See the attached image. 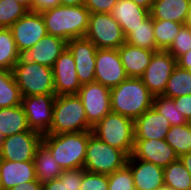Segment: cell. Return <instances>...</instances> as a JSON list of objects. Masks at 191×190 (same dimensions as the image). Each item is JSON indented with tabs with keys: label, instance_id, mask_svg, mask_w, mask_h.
Here are the masks:
<instances>
[{
	"label": "cell",
	"instance_id": "6da1fadb",
	"mask_svg": "<svg viewBox=\"0 0 191 190\" xmlns=\"http://www.w3.org/2000/svg\"><path fill=\"white\" fill-rule=\"evenodd\" d=\"M153 98L141 78L128 77L110 89L111 111L135 120L152 108Z\"/></svg>",
	"mask_w": 191,
	"mask_h": 190
},
{
	"label": "cell",
	"instance_id": "7a4b0ae2",
	"mask_svg": "<svg viewBox=\"0 0 191 190\" xmlns=\"http://www.w3.org/2000/svg\"><path fill=\"white\" fill-rule=\"evenodd\" d=\"M47 34L66 41L84 37L88 29L90 11L84 6H64L41 12Z\"/></svg>",
	"mask_w": 191,
	"mask_h": 190
},
{
	"label": "cell",
	"instance_id": "3957f363",
	"mask_svg": "<svg viewBox=\"0 0 191 190\" xmlns=\"http://www.w3.org/2000/svg\"><path fill=\"white\" fill-rule=\"evenodd\" d=\"M92 130L60 134H43L42 142L51 150L52 156L62 170L83 168L86 149Z\"/></svg>",
	"mask_w": 191,
	"mask_h": 190
},
{
	"label": "cell",
	"instance_id": "277c9868",
	"mask_svg": "<svg viewBox=\"0 0 191 190\" xmlns=\"http://www.w3.org/2000/svg\"><path fill=\"white\" fill-rule=\"evenodd\" d=\"M88 130H92V127L88 124L81 99L77 95L56 96L53 121L47 133L60 134Z\"/></svg>",
	"mask_w": 191,
	"mask_h": 190
},
{
	"label": "cell",
	"instance_id": "5b68a950",
	"mask_svg": "<svg viewBox=\"0 0 191 190\" xmlns=\"http://www.w3.org/2000/svg\"><path fill=\"white\" fill-rule=\"evenodd\" d=\"M92 133L128 157L132 155L135 141L133 119L111 111L92 127Z\"/></svg>",
	"mask_w": 191,
	"mask_h": 190
},
{
	"label": "cell",
	"instance_id": "8992f818",
	"mask_svg": "<svg viewBox=\"0 0 191 190\" xmlns=\"http://www.w3.org/2000/svg\"><path fill=\"white\" fill-rule=\"evenodd\" d=\"M128 156L91 135L88 140L83 168L92 173L111 174L127 163Z\"/></svg>",
	"mask_w": 191,
	"mask_h": 190
},
{
	"label": "cell",
	"instance_id": "52a82bcc",
	"mask_svg": "<svg viewBox=\"0 0 191 190\" xmlns=\"http://www.w3.org/2000/svg\"><path fill=\"white\" fill-rule=\"evenodd\" d=\"M12 71L22 97L55 94L52 68L33 62L15 64Z\"/></svg>",
	"mask_w": 191,
	"mask_h": 190
},
{
	"label": "cell",
	"instance_id": "ba28073f",
	"mask_svg": "<svg viewBox=\"0 0 191 190\" xmlns=\"http://www.w3.org/2000/svg\"><path fill=\"white\" fill-rule=\"evenodd\" d=\"M84 37L97 49H118L126 42L120 24L110 13H90L88 29Z\"/></svg>",
	"mask_w": 191,
	"mask_h": 190
},
{
	"label": "cell",
	"instance_id": "9c48e42d",
	"mask_svg": "<svg viewBox=\"0 0 191 190\" xmlns=\"http://www.w3.org/2000/svg\"><path fill=\"white\" fill-rule=\"evenodd\" d=\"M43 134L24 131L4 137L0 145V159L15 162L33 161Z\"/></svg>",
	"mask_w": 191,
	"mask_h": 190
},
{
	"label": "cell",
	"instance_id": "30bf717a",
	"mask_svg": "<svg viewBox=\"0 0 191 190\" xmlns=\"http://www.w3.org/2000/svg\"><path fill=\"white\" fill-rule=\"evenodd\" d=\"M77 96L84 105L86 118L91 127L111 112L110 89L99 82L83 84Z\"/></svg>",
	"mask_w": 191,
	"mask_h": 190
},
{
	"label": "cell",
	"instance_id": "8fae6325",
	"mask_svg": "<svg viewBox=\"0 0 191 190\" xmlns=\"http://www.w3.org/2000/svg\"><path fill=\"white\" fill-rule=\"evenodd\" d=\"M176 66V59L167 50H158L140 78L154 96L162 95Z\"/></svg>",
	"mask_w": 191,
	"mask_h": 190
},
{
	"label": "cell",
	"instance_id": "7c38bea8",
	"mask_svg": "<svg viewBox=\"0 0 191 190\" xmlns=\"http://www.w3.org/2000/svg\"><path fill=\"white\" fill-rule=\"evenodd\" d=\"M55 94H39L22 97L27 123L32 130L45 134L53 121Z\"/></svg>",
	"mask_w": 191,
	"mask_h": 190
},
{
	"label": "cell",
	"instance_id": "4fadbf2b",
	"mask_svg": "<svg viewBox=\"0 0 191 190\" xmlns=\"http://www.w3.org/2000/svg\"><path fill=\"white\" fill-rule=\"evenodd\" d=\"M67 48V41L61 37L46 34L32 48L18 51L16 64L38 63L53 68L55 61Z\"/></svg>",
	"mask_w": 191,
	"mask_h": 190
},
{
	"label": "cell",
	"instance_id": "5bb4252c",
	"mask_svg": "<svg viewBox=\"0 0 191 190\" xmlns=\"http://www.w3.org/2000/svg\"><path fill=\"white\" fill-rule=\"evenodd\" d=\"M127 78L118 49H97L94 81L112 89Z\"/></svg>",
	"mask_w": 191,
	"mask_h": 190
},
{
	"label": "cell",
	"instance_id": "9a60e30c",
	"mask_svg": "<svg viewBox=\"0 0 191 190\" xmlns=\"http://www.w3.org/2000/svg\"><path fill=\"white\" fill-rule=\"evenodd\" d=\"M10 30L18 51L32 48L47 34L41 13L35 11H28L10 27Z\"/></svg>",
	"mask_w": 191,
	"mask_h": 190
},
{
	"label": "cell",
	"instance_id": "2e32d148",
	"mask_svg": "<svg viewBox=\"0 0 191 190\" xmlns=\"http://www.w3.org/2000/svg\"><path fill=\"white\" fill-rule=\"evenodd\" d=\"M54 90L56 96L77 95L81 88L73 54L66 48L53 66Z\"/></svg>",
	"mask_w": 191,
	"mask_h": 190
},
{
	"label": "cell",
	"instance_id": "e0dca14e",
	"mask_svg": "<svg viewBox=\"0 0 191 190\" xmlns=\"http://www.w3.org/2000/svg\"><path fill=\"white\" fill-rule=\"evenodd\" d=\"M67 48L73 54L77 77L81 85L95 80V58L97 47L87 38L67 41Z\"/></svg>",
	"mask_w": 191,
	"mask_h": 190
},
{
	"label": "cell",
	"instance_id": "ac0fdd59",
	"mask_svg": "<svg viewBox=\"0 0 191 190\" xmlns=\"http://www.w3.org/2000/svg\"><path fill=\"white\" fill-rule=\"evenodd\" d=\"M132 156L163 168L179 159L175 150L164 139H135Z\"/></svg>",
	"mask_w": 191,
	"mask_h": 190
},
{
	"label": "cell",
	"instance_id": "d6986e66",
	"mask_svg": "<svg viewBox=\"0 0 191 190\" xmlns=\"http://www.w3.org/2000/svg\"><path fill=\"white\" fill-rule=\"evenodd\" d=\"M126 164L132 171L135 190H155L164 185L163 167L136 159L132 155Z\"/></svg>",
	"mask_w": 191,
	"mask_h": 190
},
{
	"label": "cell",
	"instance_id": "ffe728a7",
	"mask_svg": "<svg viewBox=\"0 0 191 190\" xmlns=\"http://www.w3.org/2000/svg\"><path fill=\"white\" fill-rule=\"evenodd\" d=\"M171 124L153 107L134 120V139H165Z\"/></svg>",
	"mask_w": 191,
	"mask_h": 190
},
{
	"label": "cell",
	"instance_id": "44dd1931",
	"mask_svg": "<svg viewBox=\"0 0 191 190\" xmlns=\"http://www.w3.org/2000/svg\"><path fill=\"white\" fill-rule=\"evenodd\" d=\"M36 180L33 161L15 162L0 159V186L9 190L16 185Z\"/></svg>",
	"mask_w": 191,
	"mask_h": 190
},
{
	"label": "cell",
	"instance_id": "7402d4cb",
	"mask_svg": "<svg viewBox=\"0 0 191 190\" xmlns=\"http://www.w3.org/2000/svg\"><path fill=\"white\" fill-rule=\"evenodd\" d=\"M110 14L120 24L125 37L150 16V11L132 0H118Z\"/></svg>",
	"mask_w": 191,
	"mask_h": 190
},
{
	"label": "cell",
	"instance_id": "603a6c76",
	"mask_svg": "<svg viewBox=\"0 0 191 190\" xmlns=\"http://www.w3.org/2000/svg\"><path fill=\"white\" fill-rule=\"evenodd\" d=\"M153 50L143 49L125 42L118 53L128 77L140 78L150 63Z\"/></svg>",
	"mask_w": 191,
	"mask_h": 190
},
{
	"label": "cell",
	"instance_id": "cb8c5ba5",
	"mask_svg": "<svg viewBox=\"0 0 191 190\" xmlns=\"http://www.w3.org/2000/svg\"><path fill=\"white\" fill-rule=\"evenodd\" d=\"M190 8V0H154L150 16L153 19L169 20L185 25Z\"/></svg>",
	"mask_w": 191,
	"mask_h": 190
},
{
	"label": "cell",
	"instance_id": "d4e9b609",
	"mask_svg": "<svg viewBox=\"0 0 191 190\" xmlns=\"http://www.w3.org/2000/svg\"><path fill=\"white\" fill-rule=\"evenodd\" d=\"M34 168L36 179L41 184L57 179L63 172L51 150L41 142L34 156Z\"/></svg>",
	"mask_w": 191,
	"mask_h": 190
},
{
	"label": "cell",
	"instance_id": "484cf974",
	"mask_svg": "<svg viewBox=\"0 0 191 190\" xmlns=\"http://www.w3.org/2000/svg\"><path fill=\"white\" fill-rule=\"evenodd\" d=\"M24 131L35 130L29 127L22 105L0 108V132L3 138Z\"/></svg>",
	"mask_w": 191,
	"mask_h": 190
},
{
	"label": "cell",
	"instance_id": "4316f807",
	"mask_svg": "<svg viewBox=\"0 0 191 190\" xmlns=\"http://www.w3.org/2000/svg\"><path fill=\"white\" fill-rule=\"evenodd\" d=\"M21 103L22 94L13 71L0 69V108L15 107Z\"/></svg>",
	"mask_w": 191,
	"mask_h": 190
},
{
	"label": "cell",
	"instance_id": "83f0119b",
	"mask_svg": "<svg viewBox=\"0 0 191 190\" xmlns=\"http://www.w3.org/2000/svg\"><path fill=\"white\" fill-rule=\"evenodd\" d=\"M183 95H191V71L176 66L162 96L174 99Z\"/></svg>",
	"mask_w": 191,
	"mask_h": 190
},
{
	"label": "cell",
	"instance_id": "f1b7e54d",
	"mask_svg": "<svg viewBox=\"0 0 191 190\" xmlns=\"http://www.w3.org/2000/svg\"><path fill=\"white\" fill-rule=\"evenodd\" d=\"M163 169L164 185L172 190H191V175L180 159Z\"/></svg>",
	"mask_w": 191,
	"mask_h": 190
},
{
	"label": "cell",
	"instance_id": "f546056e",
	"mask_svg": "<svg viewBox=\"0 0 191 190\" xmlns=\"http://www.w3.org/2000/svg\"><path fill=\"white\" fill-rule=\"evenodd\" d=\"M126 42L147 50L158 51L156 47L153 18L149 16L139 26H137L127 37Z\"/></svg>",
	"mask_w": 191,
	"mask_h": 190
},
{
	"label": "cell",
	"instance_id": "4dcf8cb0",
	"mask_svg": "<svg viewBox=\"0 0 191 190\" xmlns=\"http://www.w3.org/2000/svg\"><path fill=\"white\" fill-rule=\"evenodd\" d=\"M178 157L191 152V127L187 124L171 126L164 139Z\"/></svg>",
	"mask_w": 191,
	"mask_h": 190
},
{
	"label": "cell",
	"instance_id": "1f68e13d",
	"mask_svg": "<svg viewBox=\"0 0 191 190\" xmlns=\"http://www.w3.org/2000/svg\"><path fill=\"white\" fill-rule=\"evenodd\" d=\"M18 59V50L10 28H0V69L12 71Z\"/></svg>",
	"mask_w": 191,
	"mask_h": 190
},
{
	"label": "cell",
	"instance_id": "d6a6232c",
	"mask_svg": "<svg viewBox=\"0 0 191 190\" xmlns=\"http://www.w3.org/2000/svg\"><path fill=\"white\" fill-rule=\"evenodd\" d=\"M183 25L174 21L153 19L156 47L159 50H167Z\"/></svg>",
	"mask_w": 191,
	"mask_h": 190
},
{
	"label": "cell",
	"instance_id": "836d02e7",
	"mask_svg": "<svg viewBox=\"0 0 191 190\" xmlns=\"http://www.w3.org/2000/svg\"><path fill=\"white\" fill-rule=\"evenodd\" d=\"M160 115L169 120L171 126L187 124V120L175 107V102L171 98L162 95L154 96L153 106Z\"/></svg>",
	"mask_w": 191,
	"mask_h": 190
},
{
	"label": "cell",
	"instance_id": "e575fe53",
	"mask_svg": "<svg viewBox=\"0 0 191 190\" xmlns=\"http://www.w3.org/2000/svg\"><path fill=\"white\" fill-rule=\"evenodd\" d=\"M28 10L15 0H0V28H10Z\"/></svg>",
	"mask_w": 191,
	"mask_h": 190
},
{
	"label": "cell",
	"instance_id": "d590c367",
	"mask_svg": "<svg viewBox=\"0 0 191 190\" xmlns=\"http://www.w3.org/2000/svg\"><path fill=\"white\" fill-rule=\"evenodd\" d=\"M108 190H135L133 174L127 164L108 174Z\"/></svg>",
	"mask_w": 191,
	"mask_h": 190
},
{
	"label": "cell",
	"instance_id": "8d00e7d4",
	"mask_svg": "<svg viewBox=\"0 0 191 190\" xmlns=\"http://www.w3.org/2000/svg\"><path fill=\"white\" fill-rule=\"evenodd\" d=\"M191 49V28L186 24L181 27L178 34L167 51L177 60L181 55Z\"/></svg>",
	"mask_w": 191,
	"mask_h": 190
},
{
	"label": "cell",
	"instance_id": "74e56055",
	"mask_svg": "<svg viewBox=\"0 0 191 190\" xmlns=\"http://www.w3.org/2000/svg\"><path fill=\"white\" fill-rule=\"evenodd\" d=\"M80 190H108V175L85 171Z\"/></svg>",
	"mask_w": 191,
	"mask_h": 190
},
{
	"label": "cell",
	"instance_id": "f35d334b",
	"mask_svg": "<svg viewBox=\"0 0 191 190\" xmlns=\"http://www.w3.org/2000/svg\"><path fill=\"white\" fill-rule=\"evenodd\" d=\"M118 0H84L90 13H110Z\"/></svg>",
	"mask_w": 191,
	"mask_h": 190
},
{
	"label": "cell",
	"instance_id": "ab89813d",
	"mask_svg": "<svg viewBox=\"0 0 191 190\" xmlns=\"http://www.w3.org/2000/svg\"><path fill=\"white\" fill-rule=\"evenodd\" d=\"M84 168L66 170V188L67 190H80Z\"/></svg>",
	"mask_w": 191,
	"mask_h": 190
},
{
	"label": "cell",
	"instance_id": "60d3db41",
	"mask_svg": "<svg viewBox=\"0 0 191 190\" xmlns=\"http://www.w3.org/2000/svg\"><path fill=\"white\" fill-rule=\"evenodd\" d=\"M176 109L188 121L191 118V95H183L173 99Z\"/></svg>",
	"mask_w": 191,
	"mask_h": 190
},
{
	"label": "cell",
	"instance_id": "b9f144b4",
	"mask_svg": "<svg viewBox=\"0 0 191 190\" xmlns=\"http://www.w3.org/2000/svg\"><path fill=\"white\" fill-rule=\"evenodd\" d=\"M42 190H67L66 170H63L62 174L57 179L43 183Z\"/></svg>",
	"mask_w": 191,
	"mask_h": 190
},
{
	"label": "cell",
	"instance_id": "7bdbcfd3",
	"mask_svg": "<svg viewBox=\"0 0 191 190\" xmlns=\"http://www.w3.org/2000/svg\"><path fill=\"white\" fill-rule=\"evenodd\" d=\"M61 5V0H33L32 11L43 12Z\"/></svg>",
	"mask_w": 191,
	"mask_h": 190
},
{
	"label": "cell",
	"instance_id": "ee69618b",
	"mask_svg": "<svg viewBox=\"0 0 191 190\" xmlns=\"http://www.w3.org/2000/svg\"><path fill=\"white\" fill-rule=\"evenodd\" d=\"M9 190H42V184L38 179L16 185Z\"/></svg>",
	"mask_w": 191,
	"mask_h": 190
},
{
	"label": "cell",
	"instance_id": "f6af8a7d",
	"mask_svg": "<svg viewBox=\"0 0 191 190\" xmlns=\"http://www.w3.org/2000/svg\"><path fill=\"white\" fill-rule=\"evenodd\" d=\"M176 64L179 68L191 71V49L185 54L181 55L177 60Z\"/></svg>",
	"mask_w": 191,
	"mask_h": 190
},
{
	"label": "cell",
	"instance_id": "bcb514c9",
	"mask_svg": "<svg viewBox=\"0 0 191 190\" xmlns=\"http://www.w3.org/2000/svg\"><path fill=\"white\" fill-rule=\"evenodd\" d=\"M179 159L191 175V152L182 155L181 157H179Z\"/></svg>",
	"mask_w": 191,
	"mask_h": 190
},
{
	"label": "cell",
	"instance_id": "7dc6e473",
	"mask_svg": "<svg viewBox=\"0 0 191 190\" xmlns=\"http://www.w3.org/2000/svg\"><path fill=\"white\" fill-rule=\"evenodd\" d=\"M133 2H135L138 6L147 9V10H151L152 5L154 0H132Z\"/></svg>",
	"mask_w": 191,
	"mask_h": 190
},
{
	"label": "cell",
	"instance_id": "c3c4849f",
	"mask_svg": "<svg viewBox=\"0 0 191 190\" xmlns=\"http://www.w3.org/2000/svg\"><path fill=\"white\" fill-rule=\"evenodd\" d=\"M61 5L80 6V5H84V0H61Z\"/></svg>",
	"mask_w": 191,
	"mask_h": 190
},
{
	"label": "cell",
	"instance_id": "681fc988",
	"mask_svg": "<svg viewBox=\"0 0 191 190\" xmlns=\"http://www.w3.org/2000/svg\"><path fill=\"white\" fill-rule=\"evenodd\" d=\"M15 1L24 6L28 11H32L33 0H15Z\"/></svg>",
	"mask_w": 191,
	"mask_h": 190
},
{
	"label": "cell",
	"instance_id": "f907efd6",
	"mask_svg": "<svg viewBox=\"0 0 191 190\" xmlns=\"http://www.w3.org/2000/svg\"><path fill=\"white\" fill-rule=\"evenodd\" d=\"M186 25L191 28V8H190V11H189V15H188Z\"/></svg>",
	"mask_w": 191,
	"mask_h": 190
},
{
	"label": "cell",
	"instance_id": "816d5d0a",
	"mask_svg": "<svg viewBox=\"0 0 191 190\" xmlns=\"http://www.w3.org/2000/svg\"><path fill=\"white\" fill-rule=\"evenodd\" d=\"M155 190H172L171 188H169L168 186L166 185H162L160 186L159 188L155 189Z\"/></svg>",
	"mask_w": 191,
	"mask_h": 190
},
{
	"label": "cell",
	"instance_id": "f5cc1de1",
	"mask_svg": "<svg viewBox=\"0 0 191 190\" xmlns=\"http://www.w3.org/2000/svg\"><path fill=\"white\" fill-rule=\"evenodd\" d=\"M187 123L191 127V118L187 121Z\"/></svg>",
	"mask_w": 191,
	"mask_h": 190
},
{
	"label": "cell",
	"instance_id": "db71d44e",
	"mask_svg": "<svg viewBox=\"0 0 191 190\" xmlns=\"http://www.w3.org/2000/svg\"><path fill=\"white\" fill-rule=\"evenodd\" d=\"M2 139H3V137H2V134L0 132V145H1Z\"/></svg>",
	"mask_w": 191,
	"mask_h": 190
}]
</instances>
